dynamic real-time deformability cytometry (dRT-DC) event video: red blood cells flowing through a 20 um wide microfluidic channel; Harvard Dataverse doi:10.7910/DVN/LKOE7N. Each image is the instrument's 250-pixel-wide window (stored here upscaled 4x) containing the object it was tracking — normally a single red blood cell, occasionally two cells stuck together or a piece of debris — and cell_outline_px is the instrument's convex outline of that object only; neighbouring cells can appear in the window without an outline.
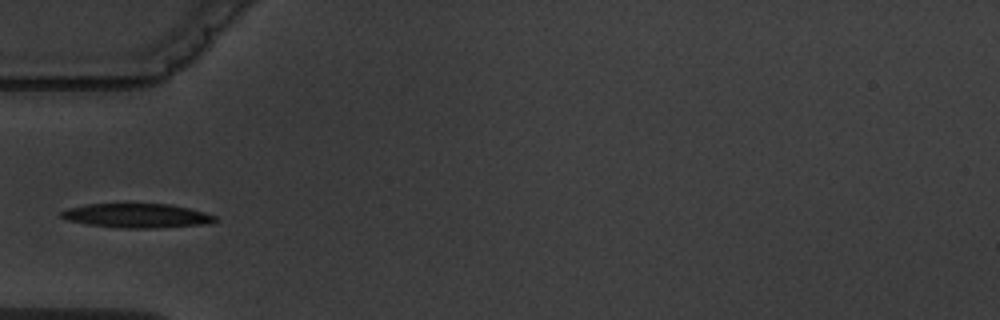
{"species": "common noctule bat (a hibernating species)", "species_latin": "Nyctalus noctula", "temperature_condition": "warm", "stored_images_in_passage": 9, "camera_frame_rate_fps": 3000, "um_per_image_px": 0.085, "animal": {"sex": "male", "body_mass_g": 19.5, "forearm_length_mm": 54.6}, "frame": {"image": 1, "passage_image": 3, "time_ms": 2.333, "image_size_px": [1000, 320], "cell_outline_px": [[220, 220], [212, 224], [160, 228], [120, 228], [88, 224], [68, 220], [60, 216], [60, 212], [68, 208], [88, 204], [168, 204], [188, 208], [204, 212], [216, 216]], "centroid_in_image_um": [11.71, 18.34], "position_along_channel_um": 73.3, "area_um2": 21.85}}
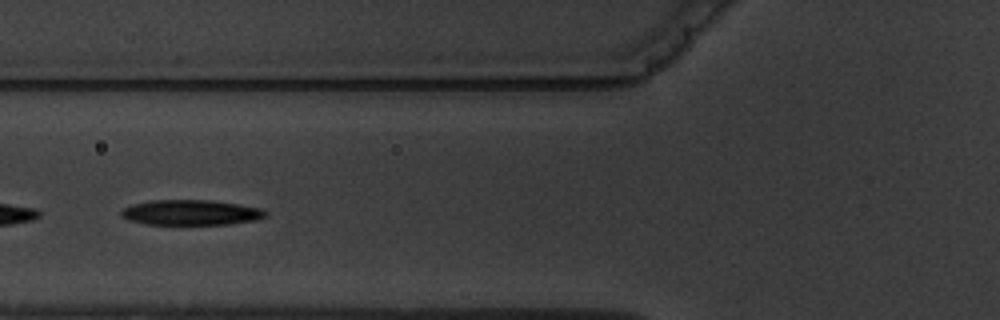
{"frame": {"image": 2, "passage_image": 4, "time_ms": 3.333, "image_size_px": [1000, 320], "cell_outline_px": [[268, 216], [256, 220], [228, 224], [144, 224], [128, 220], [120, 216], [120, 212], [124, 208], [132, 204], [152, 200], [208, 200], [236, 204], [260, 208], [268, 212]], "centroid_in_image_um": [16.21, 18.07], "position_along_channel_um": 109.6, "area_um2": 21.21}}
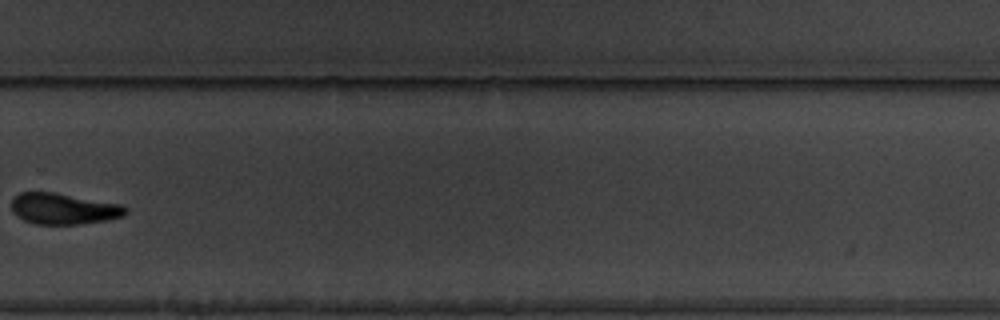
{"frame": {"image": 3, "passage_image": 9, "time_ms": 9.333, "image_size_px": [1000, 320], "cell_outline_px": [[128, 212], [124, 216], [104, 220], [80, 224], [32, 224], [16, 216], [12, 212], [12, 200], [20, 192], [52, 192], [124, 204], [128, 208]], "centroid_in_image_um": [5.42, 17.74], "position_along_channel_um": 324.4, "area_um2": 20.81}}